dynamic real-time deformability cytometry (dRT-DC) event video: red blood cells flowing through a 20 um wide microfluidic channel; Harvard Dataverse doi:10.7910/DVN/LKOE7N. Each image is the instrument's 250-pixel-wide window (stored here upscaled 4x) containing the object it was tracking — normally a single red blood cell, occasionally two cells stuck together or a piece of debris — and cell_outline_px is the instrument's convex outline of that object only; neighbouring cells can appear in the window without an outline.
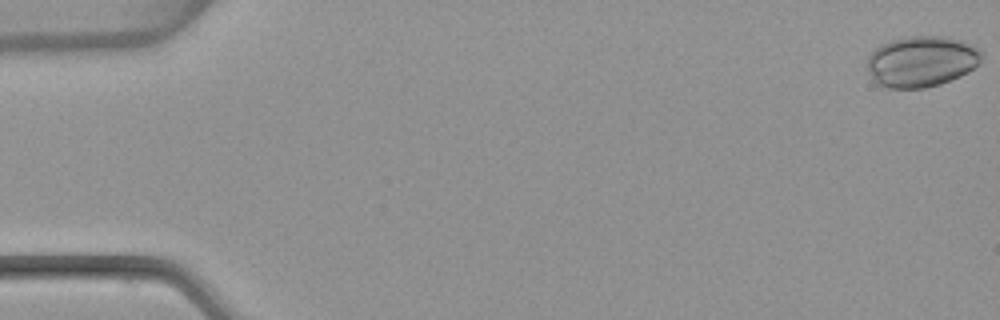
{"species": "common noctule bat (a hibernating species)", "species_latin": "Nyctalus noctula", "temperature_condition": "warm", "stored_images_in_passage": 42, "segment_of_instrument_passage": [1, 2], "camera_frame_rate_fps": 3000, "um_per_image_px": 0.085, "animal": {"sex": "female", "body_mass_g": 22.7, "forearm_length_mm": 54.2}, "frame": {"image": 1, "passage_image": 1, "time_ms": 0.0, "image_size_px": [1000, 320], "cell_outline_px": [[980, 60], [968, 72], [960, 76], [940, 84], [924, 88], [884, 88], [876, 84], [872, 80], [868, 72], [868, 56], [880, 44], [892, 40], [908, 36], [948, 36], [972, 44], [980, 48]], "centroid_in_image_um": [78.29, 5.22], "position_along_channel_um": 6.7, "area_um2": 34.1}}